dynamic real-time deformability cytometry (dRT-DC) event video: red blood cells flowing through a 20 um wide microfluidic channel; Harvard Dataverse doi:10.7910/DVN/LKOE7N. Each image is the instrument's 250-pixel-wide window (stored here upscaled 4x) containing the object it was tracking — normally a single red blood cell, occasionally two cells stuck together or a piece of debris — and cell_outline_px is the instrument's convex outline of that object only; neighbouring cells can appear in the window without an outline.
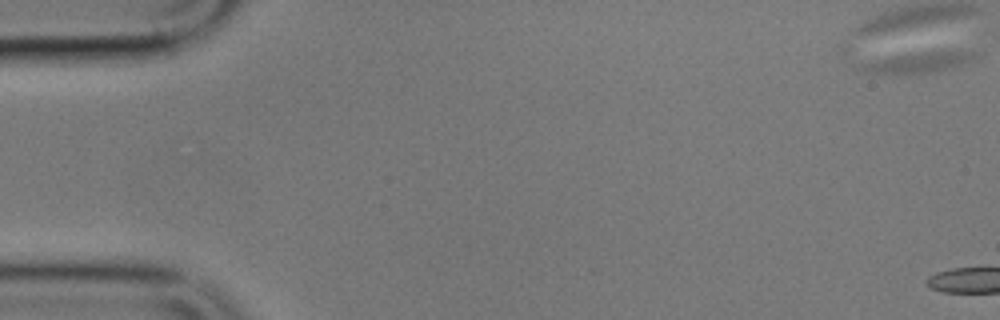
{"species": "common noctule bat (a hibernating species)", "species_latin": "Nyctalus noctula", "temperature_condition": "cold", "stored_images_in_passage": 4, "camera_frame_rate_fps": 3000, "um_per_image_px": 0.085, "animal": {"sex": "male", "body_mass_g": 17.9}, "frame": {"image": 1, "passage_image": 1, "time_ms": 0.0, "image_size_px": [1000, 320], "cell_outline_px": [[980, 60], [956, 68], [940, 72], [904, 76], [888, 76], [852, 68], [852, 60], [924, 52], [980, 52]], "centroid_in_image_um": [77.85, 5.36], "position_along_channel_um": 7.2, "area_um2": 15.78}}